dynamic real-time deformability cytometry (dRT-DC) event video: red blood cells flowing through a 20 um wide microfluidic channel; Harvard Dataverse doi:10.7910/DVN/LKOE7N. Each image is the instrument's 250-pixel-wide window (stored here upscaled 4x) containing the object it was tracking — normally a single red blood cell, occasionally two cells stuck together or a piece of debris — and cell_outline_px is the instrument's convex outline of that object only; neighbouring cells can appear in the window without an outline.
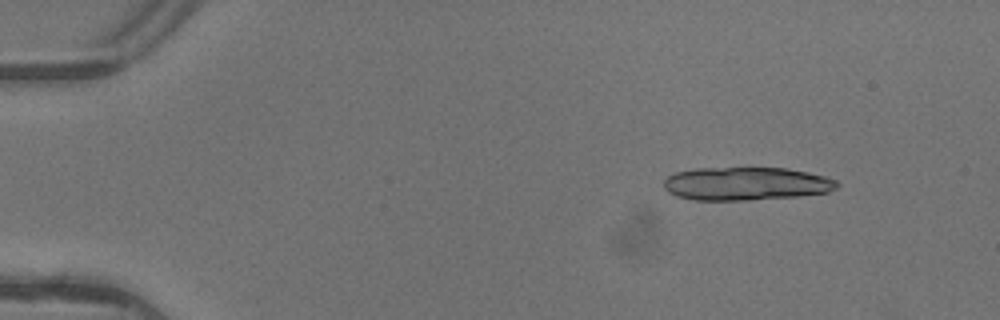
{"species": "common noctule bat (a hibernating species)", "species_latin": "Nyctalus noctula", "temperature_condition": "warm", "stored_images_in_passage": 4, "camera_frame_rate_fps": 3000, "um_per_image_px": 0.085, "animal": {"sex": "female"}, "frame": {"image": 1, "passage_image": 2, "time_ms": 0.333, "image_size_px": [1000, 320], "cell_outline_px": [[840, 184], [836, 188], [828, 192], [800, 196], [748, 200], [692, 200], [676, 196], [668, 192], [664, 188], [664, 180], [668, 176], [676, 172], [696, 168], [788, 168], [808, 172], [824, 176], [836, 180]], "centroid_in_image_um": [63.41, 15.62], "position_along_channel_um": 21.6, "area_um2": 33.7}}